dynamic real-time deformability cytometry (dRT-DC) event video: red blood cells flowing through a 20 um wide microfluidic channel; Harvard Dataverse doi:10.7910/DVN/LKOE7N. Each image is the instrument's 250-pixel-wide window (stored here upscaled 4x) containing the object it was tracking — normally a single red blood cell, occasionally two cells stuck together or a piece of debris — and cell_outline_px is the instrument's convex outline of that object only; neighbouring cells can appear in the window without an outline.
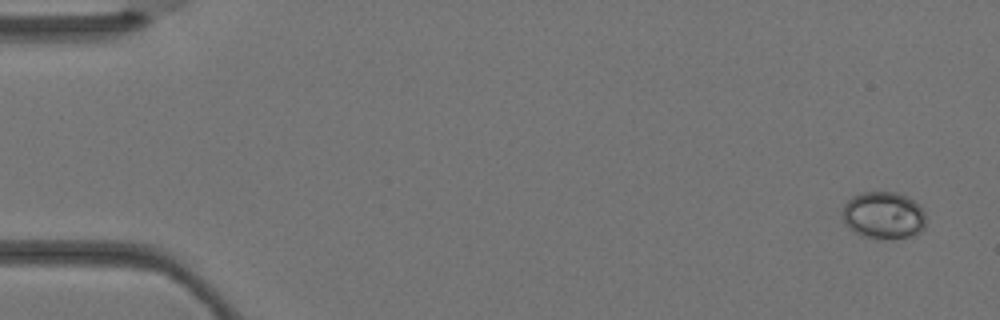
{"species": "Egyptian fruit bat (a non-hibernating species)", "species_latin": "Rousettus aegyptiacus", "temperature_condition": "warm", "stored_images_in_passage": 4, "camera_frame_rate_fps": 3000, "um_per_image_px": 0.085, "animal": {"sex": "female"}, "frame": {"image": 1, "passage_image": 1, "time_ms": 0.0, "image_size_px": [1000, 320], "cell_outline_px": [[924, 228], [916, 236], [864, 236], [848, 228], [844, 224], [844, 204], [852, 196], [860, 192], [896, 192], [908, 196], [924, 212]], "centroid_in_image_um": [75.09, 18.25], "position_along_channel_um": 9.9, "area_um2": 22.31}}
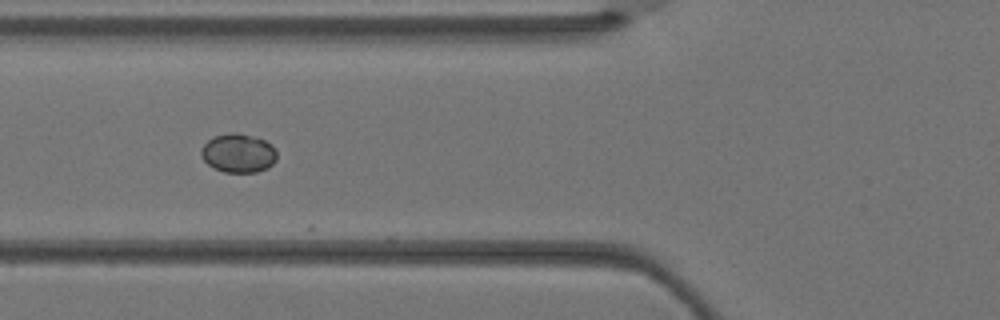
{"frame": {"image": 2, "passage_image": 4, "time_ms": 1.0, "image_size_px": [1000, 320], "cell_outline_px": [[276, 160], [268, 168], [256, 172], [224, 172], [212, 168], [200, 156], [200, 152], [204, 144], [212, 136], [232, 132], [236, 132], [252, 136], [264, 140], [272, 144], [276, 152]], "centroid_in_image_um": [20.24, 13.01], "position_along_channel_um": 105.6, "area_um2": 17.28}}